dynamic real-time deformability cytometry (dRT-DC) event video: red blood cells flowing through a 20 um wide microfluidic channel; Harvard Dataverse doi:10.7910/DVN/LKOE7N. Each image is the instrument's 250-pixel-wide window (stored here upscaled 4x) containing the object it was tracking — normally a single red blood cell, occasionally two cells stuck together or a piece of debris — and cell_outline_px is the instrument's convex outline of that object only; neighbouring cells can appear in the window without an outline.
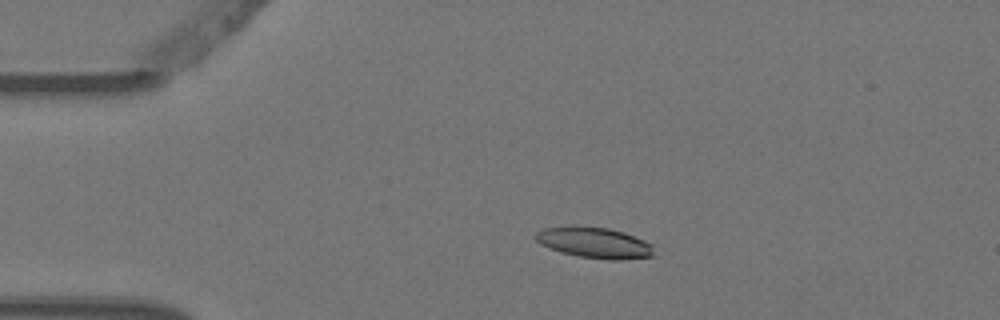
{"species": "Egyptian fruit bat (a non-hibernating species)", "species_latin": "Rousettus aegyptiacus", "temperature_condition": "warm", "stored_images_in_passage": 2, "camera_frame_rate_fps": 3000, "um_per_image_px": 0.085, "animal": {"sex": "female"}, "frame": {"image": 1, "passage_image": 1, "time_ms": 0.0, "image_size_px": [1000, 320], "cell_outline_px": [[656, 256], [620, 260], [608, 260], [580, 256], [560, 252], [548, 248], [540, 244], [532, 236], [536, 232], [544, 228], [608, 228], [624, 232], [644, 240], [652, 244]], "centroid_in_image_um": [50.58, 20.67], "position_along_channel_um": 34.4, "area_um2": 20.92}}